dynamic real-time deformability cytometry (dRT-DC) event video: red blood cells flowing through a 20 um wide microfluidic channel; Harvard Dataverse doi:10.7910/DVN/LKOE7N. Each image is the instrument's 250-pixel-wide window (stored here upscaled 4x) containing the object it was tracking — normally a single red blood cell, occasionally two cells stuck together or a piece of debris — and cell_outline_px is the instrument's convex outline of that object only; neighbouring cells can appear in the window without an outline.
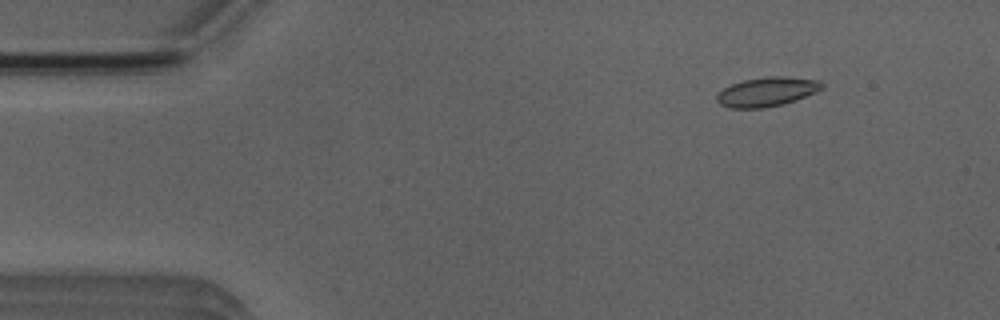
{"species": "Egyptian fruit bat (a non-hibernating species)", "species_latin": "Rousettus aegyptiacus", "temperature_condition": "room temperature", "stored_images_in_passage": 12, "camera_frame_rate_fps": 3000, "um_per_image_px": 0.085, "animal": {"sex": "male"}, "frame": {"image": 1, "passage_image": 3, "time_ms": 0.667, "image_size_px": [1000, 320], "cell_outline_px": [[824, 88], [816, 92], [796, 100], [784, 104], [764, 108], [728, 108], [720, 104], [716, 100], [716, 96], [724, 88], [732, 84], [744, 80], [768, 76], [784, 76], [820, 80], [824, 84]], "centroid_in_image_um": [65.22, 7.8], "position_along_channel_um": 19.8, "area_um2": 18.03}}